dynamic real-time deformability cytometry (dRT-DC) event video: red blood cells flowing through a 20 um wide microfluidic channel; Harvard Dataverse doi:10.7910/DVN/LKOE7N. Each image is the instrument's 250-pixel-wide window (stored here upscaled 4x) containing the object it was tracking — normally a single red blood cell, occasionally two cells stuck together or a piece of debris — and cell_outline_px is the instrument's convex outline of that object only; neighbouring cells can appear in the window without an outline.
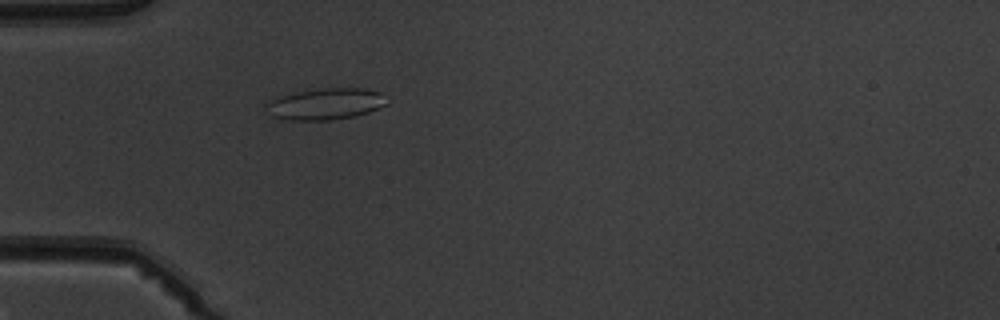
{"species": "common noctule bat (a hibernating species)", "species_latin": "Nyctalus noctula", "temperature_condition": "warm", "stored_images_in_passage": 1, "camera_frame_rate_fps": 3000, "um_per_image_px": 0.085, "animal": {"sex": "male", "body_mass_g": 19.5, "forearm_length_mm": 54.6}, "frame": {"image": 1, "passage_image": 1, "time_ms": 0.0, "image_size_px": [1000, 320], "cell_outline_px": [[388, 104], [368, 112], [356, 116], [332, 120], [292, 120], [268, 116], [264, 104], [276, 96], [296, 92], [320, 88], [364, 88], [380, 92]], "centroid_in_image_um": [27.61, 8.84], "position_along_channel_um": 57.4, "area_um2": 22.37}}